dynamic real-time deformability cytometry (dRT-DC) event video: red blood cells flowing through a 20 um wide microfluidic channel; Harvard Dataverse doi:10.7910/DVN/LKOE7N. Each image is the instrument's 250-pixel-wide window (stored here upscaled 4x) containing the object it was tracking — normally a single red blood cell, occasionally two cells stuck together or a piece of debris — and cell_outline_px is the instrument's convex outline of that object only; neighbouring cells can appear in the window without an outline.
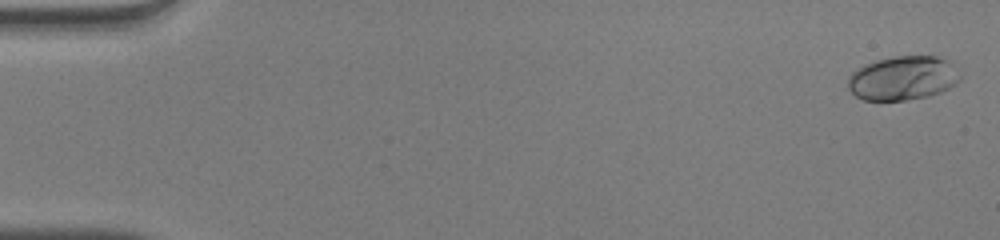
{"species": "human", "species_latin": "Homo sapiens", "temperature_condition": "warm", "stored_images_in_passage": 52, "camera_frame_rate_fps": 3000, "um_per_image_px": 0.085, "donor": {"sex": "male"}, "frame": {"image": 1, "passage_image": 2, "time_ms": 0.333, "image_size_px": [1000, 240], "cell_outline_px": [[960, 80], [956, 84], [940, 92], [928, 96], [908, 100], [864, 100], [856, 96], [848, 88], [848, 76], [852, 72], [876, 60], [896, 56], [936, 56], [952, 60], [960, 76]], "centroid_in_image_um": [76.78, 6.63], "position_along_channel_um": 8.2, "area_um2": 28.84}}
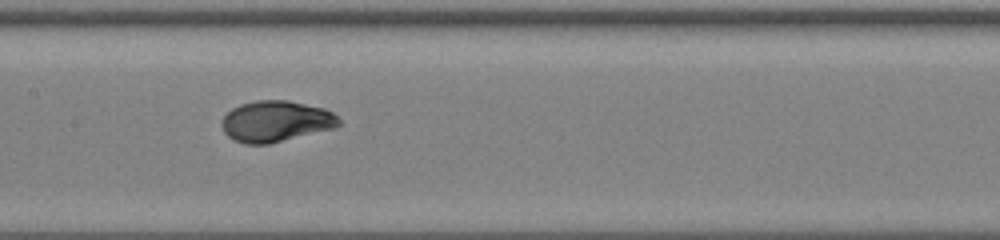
{"frame": {"image": 2, "passage_image": 27, "time_ms": 8.667, "image_size_px": [1000, 240], "cell_outline_px": [[340, 124], [336, 128], [268, 144], [244, 144], [232, 140], [224, 132], [220, 124], [224, 116], [232, 108], [240, 104], [256, 100], [288, 100], [324, 108], [332, 112], [340, 120]], "centroid_in_image_um": [23.43, 10.31], "position_along_channel_um": 184.0, "area_um2": 28.21}}
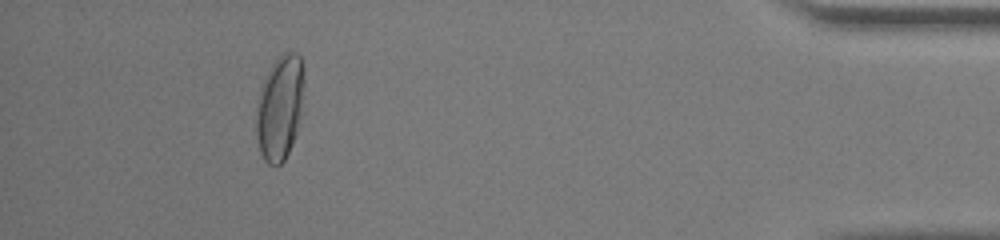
{"frame": {"image": 3, "passage_image": 48, "time_ms": 15.667, "image_size_px": [1000, 240], "cell_outline_px": [[304, 84], [300, 116], [296, 132], [292, 144], [284, 160], [276, 168], [268, 164], [264, 160], [260, 152], [256, 136], [256, 100], [264, 80], [272, 64], [284, 52], [296, 52], [300, 56], [304, 68]], "centroid_in_image_um": [23.78, 9.16], "position_along_channel_um": 411.4, "area_um2": 29.42}, "authors_computed_cell_mechanics": {"area_um2": 27.5128, "velocity_mm_per_s": 4.0648, "shape_relaxation_time_tau1_ms": 3.9854, "shape_relaxation_time_tau2_ms": null, "deformation_change_tau1": 0.2162, "deformation_change_tau2": null}}